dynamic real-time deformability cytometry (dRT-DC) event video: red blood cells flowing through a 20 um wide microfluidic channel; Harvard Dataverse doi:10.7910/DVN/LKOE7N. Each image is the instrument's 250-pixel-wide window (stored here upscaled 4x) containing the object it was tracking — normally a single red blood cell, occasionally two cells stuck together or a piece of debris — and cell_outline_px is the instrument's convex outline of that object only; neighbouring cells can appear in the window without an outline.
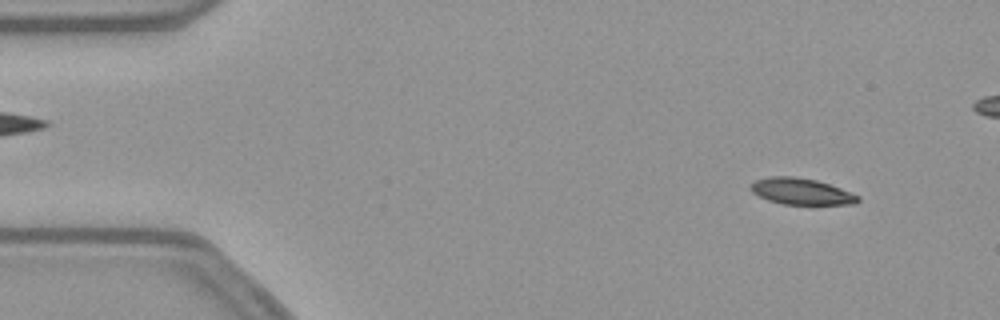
{"species": "common noctule bat (a hibernating species)", "species_latin": "Nyctalus noctula", "temperature_condition": "warm", "stored_images_in_passage": 53, "camera_frame_rate_fps": 3000, "um_per_image_px": 0.085, "animal": {"sex": "female", "body_mass_g": 21.9}, "frame": {"image": 1, "passage_image": 3, "time_ms": 0.667, "image_size_px": [1000, 320], "cell_outline_px": [[860, 200], [856, 204], [784, 204], [768, 200], [752, 192], [752, 184], [756, 180], [768, 176], [792, 176], [816, 180], [840, 188], [860, 196]], "centroid_in_image_um": [68.13, 16.27], "position_along_channel_um": 16.9, "area_um2": 16.24}}
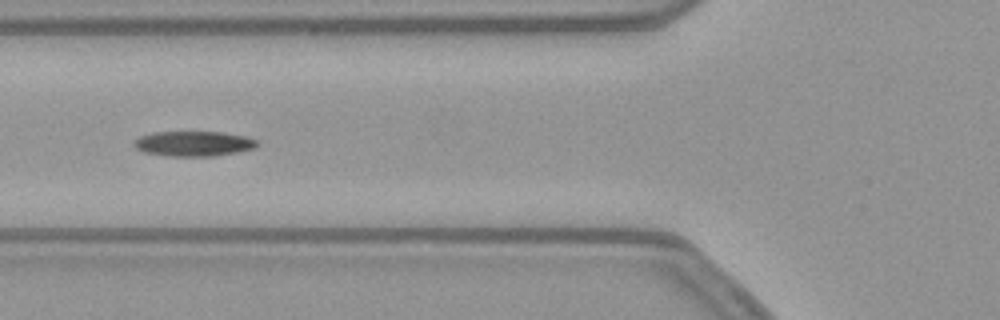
{"frame": {"image": 2, "passage_image": 18, "time_ms": 5.667, "image_size_px": [1000, 320], "cell_outline_px": [[260, 144], [256, 148], [236, 152], [212, 156], [172, 156], [144, 152], [136, 148], [132, 144], [140, 136], [152, 132], [220, 132], [244, 136], [256, 140]], "centroid_in_image_um": [16.46, 12.21], "position_along_channel_um": 109.3, "area_um2": 17.86}}
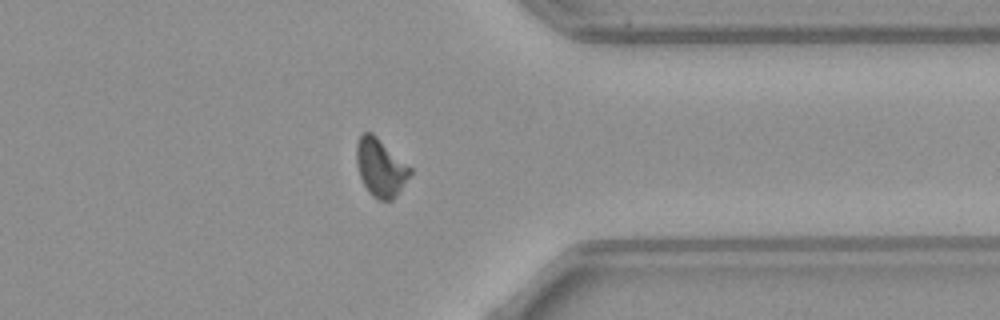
{"frame": {"image": 3, "passage_image": 40, "time_ms": 13.0, "image_size_px": [1000, 320], "cell_outline_px": [[412, 172], [392, 200], [376, 200], [368, 192], [360, 176], [356, 164], [356, 144], [360, 136], [364, 132], [372, 132], [412, 168]], "centroid_in_image_um": [32.32, 14.23], "position_along_channel_um": 379.1, "area_um2": 17.98}, "authors_computed_cell_mechanics": {"area_um2": 17.6868, "velocity_mm_per_s": 3.7942, "shape_relaxation_time_tau1_ms": null, "shape_relaxation_time_tau2_ms": 6.257, "deformation_change_tau1": null, "deformation_change_tau2": 0.1338}}